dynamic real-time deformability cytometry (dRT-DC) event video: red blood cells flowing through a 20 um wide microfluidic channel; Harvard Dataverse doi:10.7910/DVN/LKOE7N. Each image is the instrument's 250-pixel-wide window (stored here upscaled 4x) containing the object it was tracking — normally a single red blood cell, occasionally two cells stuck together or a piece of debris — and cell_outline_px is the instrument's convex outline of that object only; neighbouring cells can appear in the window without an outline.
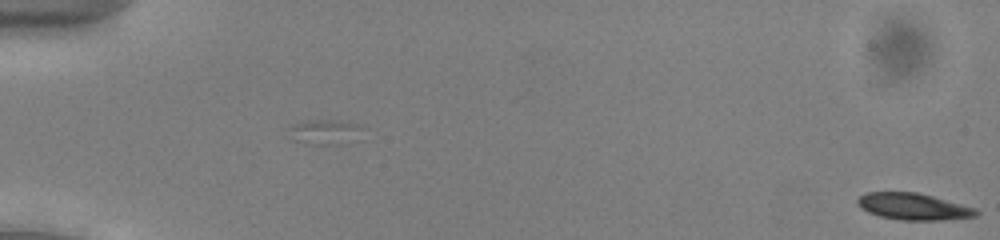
{"species": "common noctule bat (a hibernating species)", "species_latin": "Nyctalus noctula", "temperature_condition": "cold", "stored_images_in_passage": 53, "camera_frame_rate_fps": 3000, "um_per_image_px": 0.085, "animal": {"sex": "male", "body_mass_g": 13.0, "forearm_length_mm": 53.1}, "frame": {"image": 1, "passage_image": 1, "time_ms": 0.0, "image_size_px": [1000, 240], "cell_outline_px": [[980, 212], [976, 216], [940, 220], [900, 220], [880, 216], [868, 212], [860, 208], [856, 204], [856, 200], [860, 196], [868, 192], [916, 192], [932, 196], [976, 208]], "centroid_in_image_um": [77.61, 17.56], "position_along_channel_um": 7.4, "area_um2": 18.38}}
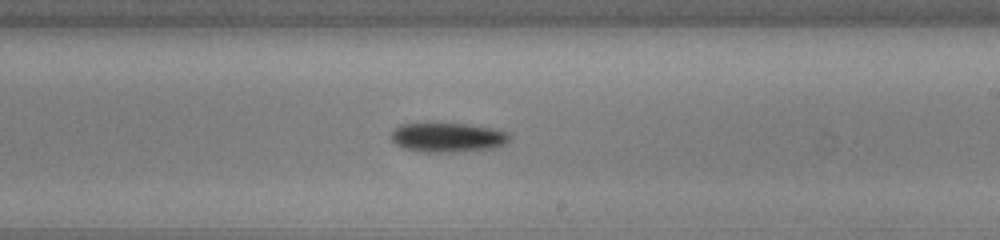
{"frame": {"image": 2, "passage_image": 33, "time_ms": 10.667, "image_size_px": [1000, 240], "cell_outline_px": [[512, 140], [496, 148], [456, 152], [420, 152], [400, 148], [392, 140], [392, 132], [400, 124], [468, 124], [496, 128], [508, 132], [512, 136]], "centroid_in_image_um": [38.12, 11.7], "position_along_channel_um": 250.9, "area_um2": 20.58}}
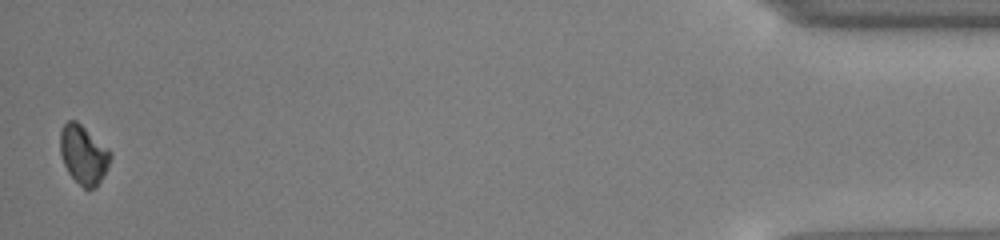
{"frame": {"image": 3, "passage_image": 53, "time_ms": 17.333, "image_size_px": [1000, 240], "cell_outline_px": [[112, 156], [104, 176], [96, 188], [88, 192], [68, 172], [64, 164], [60, 152], [60, 132], [64, 124], [68, 120], [76, 120], [108, 148], [112, 152]], "centroid_in_image_um": [7.11, 13.17], "position_along_channel_um": 428.1, "area_um2": 17.34}, "authors_computed_cell_mechanics": {"area_um2": 19.1318, "velocity_mm_per_s": 3.9233, "shape_relaxation_time_tau1_ms": 6.0691, "shape_relaxation_time_tau2_ms": null, "deformation_change_tau1": 0.1732, "deformation_change_tau2": null}}